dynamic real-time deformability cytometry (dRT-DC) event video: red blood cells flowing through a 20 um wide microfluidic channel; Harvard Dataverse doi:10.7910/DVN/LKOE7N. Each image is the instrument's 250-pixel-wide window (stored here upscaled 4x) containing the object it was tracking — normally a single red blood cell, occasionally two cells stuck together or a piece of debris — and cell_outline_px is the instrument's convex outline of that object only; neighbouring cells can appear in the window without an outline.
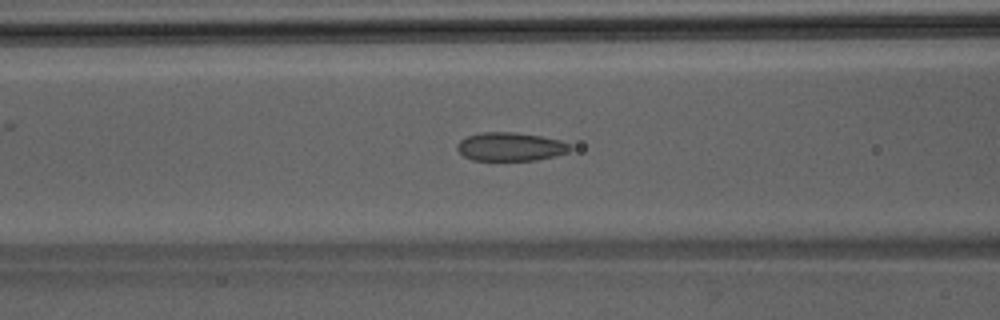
{"species": "Egyptian fruit bat (a non-hibernating species)", "species_latin": "Rousettus aegyptiacus", "temperature_condition": "room temperature", "stored_images_in_passage": 48, "camera_frame_rate_fps": 3000, "um_per_image_px": 0.085, "animal": {"sex": "male"}, "frame": {"image": 1, "passage_image": 19, "time_ms": 6.0, "image_size_px": [1000, 320], "cell_outline_px": [[572, 148], [568, 152], [556, 156], [536, 160], [472, 160], [464, 156], [456, 148], [456, 144], [460, 140], [468, 136], [480, 132], [512, 132], [540, 136], [560, 140], [572, 144]], "centroid_in_image_um": [43.4, 12.47], "position_along_channel_um": 123.2, "area_um2": 18.84}}
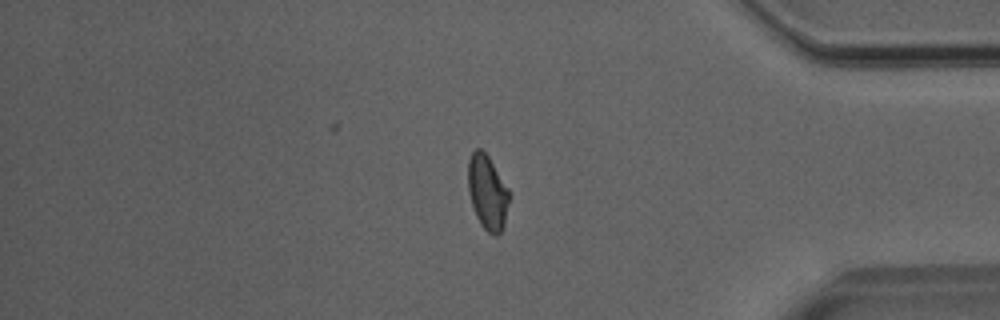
{"frame": {"image": 2, "passage_image": 40, "time_ms": 13.0, "image_size_px": [1000, 320], "cell_outline_px": [[508, 200], [504, 224], [500, 232], [496, 236], [488, 232], [480, 224], [476, 216], [468, 192], [468, 160], [472, 152], [476, 148], [480, 148], [488, 156], [508, 188]], "centroid_in_image_um": [41.4, 16.33], "position_along_channel_um": 393.8, "area_um2": 17.57}}
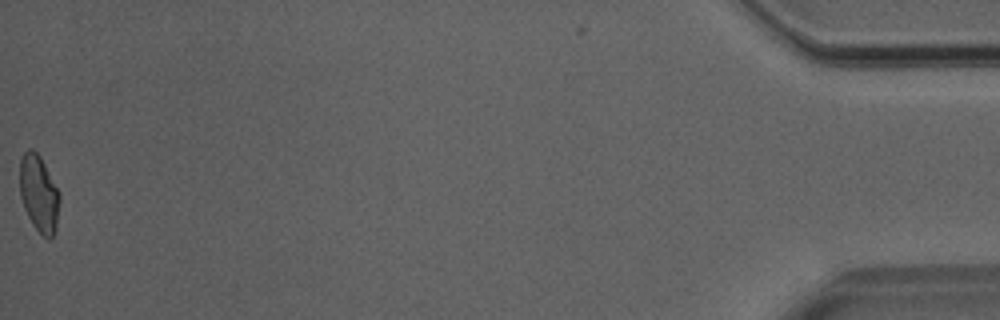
{"frame": {"image": 3, "passage_image": 48, "time_ms": 15.667, "image_size_px": [1000, 320], "cell_outline_px": [[60, 200], [56, 232], [48, 240], [32, 224], [24, 208], [20, 196], [20, 156], [28, 148], [32, 148], [40, 156], [60, 192]], "centroid_in_image_um": [3.32, 16.44], "position_along_channel_um": 431.9, "area_um2": 18.03}}